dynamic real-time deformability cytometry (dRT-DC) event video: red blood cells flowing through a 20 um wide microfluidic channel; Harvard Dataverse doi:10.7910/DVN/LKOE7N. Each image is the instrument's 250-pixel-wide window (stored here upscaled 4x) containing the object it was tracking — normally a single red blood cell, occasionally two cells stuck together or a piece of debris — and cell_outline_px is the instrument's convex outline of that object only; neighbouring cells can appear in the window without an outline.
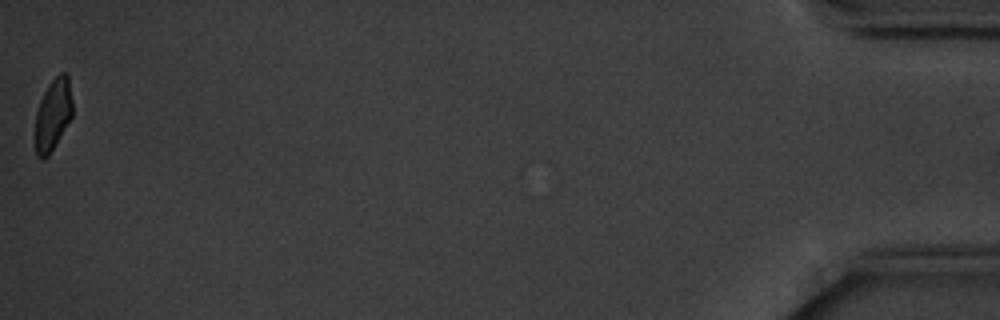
{"species": "common noctule bat (a hibernating species)", "species_latin": "Nyctalus noctula", "temperature_condition": "cold", "stored_images_in_passage": 13, "camera_frame_rate_fps": 3000, "um_per_image_px": 0.085, "animal": {"sex": "male", "body_mass_g": 20.1, "forearm_length_mm": 53.5}, "frame": {"image": 1, "passage_image": 13, "time_ms": 14.667, "image_size_px": [1000, 320], "cell_outline_px": [[72, 116], [48, 156], [44, 160], [40, 160], [36, 156], [36, 112], [40, 100], [48, 84], [60, 72], [64, 72], [68, 76], [72, 100]], "centroid_in_image_um": [4.5, 9.74], "position_along_channel_um": 430.7, "area_um2": 15.43}, "authors_computed_cell_mechanics": {"area_um2": 16.8776, "velocity_mm_per_s": 3.5342, "shape_relaxation_time_tau1_ms": 9.344, "shape_relaxation_time_tau2_ms": 2.5741, "deformation_change_tau1": 0.2207, "deformation_change_tau2": 0.0578}}